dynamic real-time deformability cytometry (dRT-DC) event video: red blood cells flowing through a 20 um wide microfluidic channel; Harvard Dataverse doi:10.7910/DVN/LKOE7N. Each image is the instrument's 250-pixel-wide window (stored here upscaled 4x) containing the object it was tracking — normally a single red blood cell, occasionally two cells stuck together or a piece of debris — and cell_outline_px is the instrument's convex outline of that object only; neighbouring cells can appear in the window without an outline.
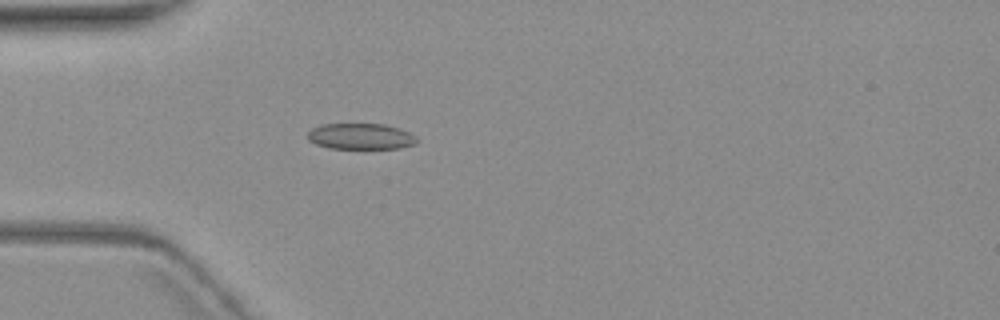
{"species": "common noctule bat (a hibernating species)", "species_latin": "Nyctalus noctula", "temperature_condition": "warm", "stored_images_in_passage": 5, "camera_frame_rate_fps": 3000, "um_per_image_px": 0.085, "animal": {"sex": "female", "body_mass_g": 19.3, "forearm_length_mm": 54.1}, "frame": {"image": 1, "passage_image": 5, "time_ms": 5.0, "image_size_px": [1000, 320], "cell_outline_px": [[416, 144], [400, 148], [328, 148], [316, 144], [308, 140], [308, 132], [312, 128], [320, 124], [384, 124], [400, 128], [416, 136]], "centroid_in_image_um": [30.65, 11.59], "position_along_channel_um": 54.3, "area_um2": 16.53}}